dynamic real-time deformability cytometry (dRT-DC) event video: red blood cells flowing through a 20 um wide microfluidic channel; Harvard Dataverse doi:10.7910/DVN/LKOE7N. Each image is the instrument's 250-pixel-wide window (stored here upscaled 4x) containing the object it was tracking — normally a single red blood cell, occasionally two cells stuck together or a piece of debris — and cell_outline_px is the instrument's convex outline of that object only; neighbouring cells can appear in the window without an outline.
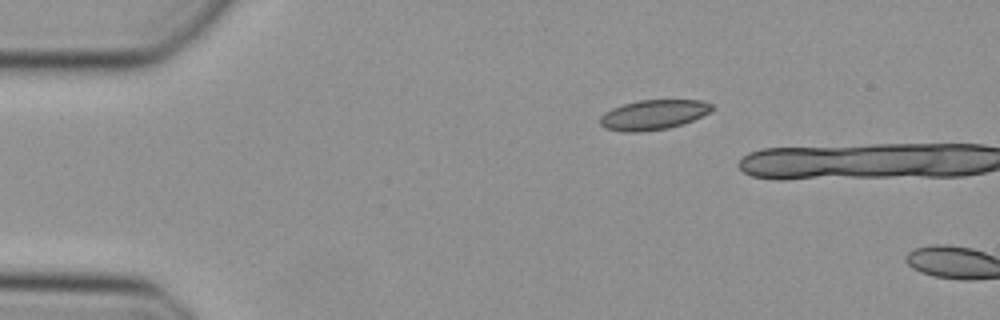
{"species": "Egyptian fruit bat (a non-hibernating species)", "species_latin": "Rousettus aegyptiacus", "temperature_condition": "cold", "stored_images_in_passage": 3, "camera_frame_rate_fps": 3000, "um_per_image_px": 0.085, "animal": {"sex": "female"}, "frame": {"image": 1, "passage_image": 1, "time_ms": 0.0, "image_size_px": [1000, 320], "cell_outline_px": [[712, 108], [708, 112], [684, 124], [668, 128], [640, 132], [624, 132], [604, 128], [600, 124], [600, 116], [604, 112], [612, 108], [624, 104], [640, 100], [700, 100], [712, 104]], "centroid_in_image_um": [55.49, 9.76], "position_along_channel_um": 29.5, "area_um2": 19.36}}